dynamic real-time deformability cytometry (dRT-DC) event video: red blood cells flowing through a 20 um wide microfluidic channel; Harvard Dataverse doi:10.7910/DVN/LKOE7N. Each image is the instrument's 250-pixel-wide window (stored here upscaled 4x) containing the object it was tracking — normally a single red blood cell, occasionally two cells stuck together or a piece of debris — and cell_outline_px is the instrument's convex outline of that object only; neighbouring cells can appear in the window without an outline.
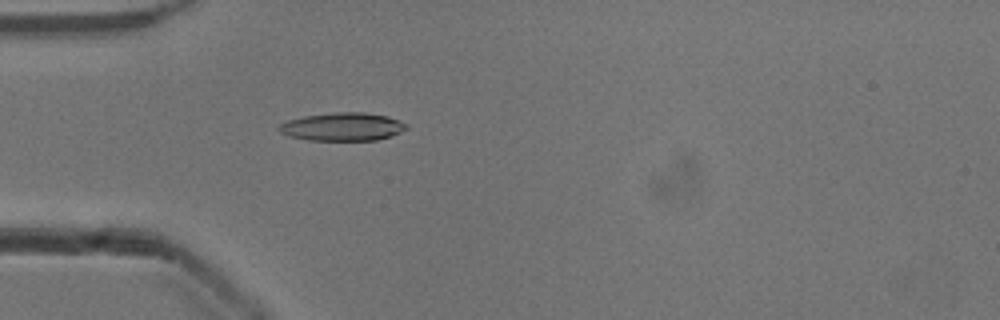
{"species": "common noctule bat (a hibernating species)", "species_latin": "Nyctalus noctula", "temperature_condition": "cold", "stored_images_in_passage": 53, "camera_frame_rate_fps": 3000, "um_per_image_px": 0.085, "animal": {"sex": "male", "body_mass_g": 13.3}, "frame": {"image": 1, "passage_image": 16, "time_ms": 5.0, "image_size_px": [1000, 320], "cell_outline_px": [[408, 128], [392, 136], [376, 140], [308, 140], [288, 136], [280, 132], [276, 128], [280, 124], [288, 120], [304, 116], [336, 112], [364, 112], [388, 116], [408, 124]], "centroid_in_image_um": [29.12, 10.77], "position_along_channel_um": 55.9, "area_um2": 20.98}}
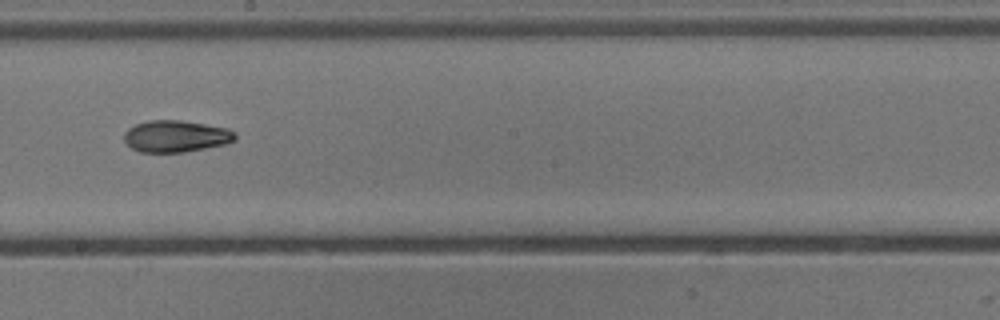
{"frame": {"image": 2, "passage_image": 30, "time_ms": 9.667, "image_size_px": [1000, 320], "cell_outline_px": [[236, 140], [224, 144], [184, 152], [140, 152], [132, 148], [124, 140], [124, 132], [128, 128], [136, 124], [148, 120], [180, 120], [228, 128], [236, 132]], "centroid_in_image_um": [14.95, 11.57], "position_along_channel_um": 233.3, "area_um2": 20.52}}
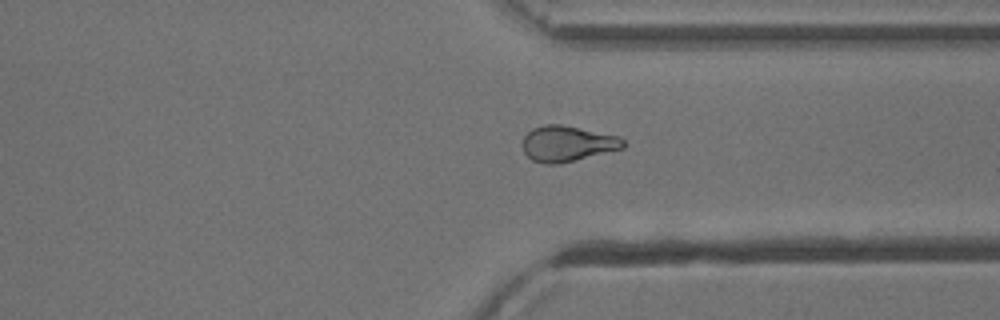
{"frame": {"image": 3, "passage_image": 40, "time_ms": 13.0, "image_size_px": [1000, 320], "cell_outline_px": [[628, 144], [624, 148], [556, 164], [544, 164], [532, 160], [524, 152], [520, 144], [524, 136], [532, 128], [544, 124], [560, 124], [620, 136]], "centroid_in_image_um": [48.21, 12.2], "position_along_channel_um": 363.2, "area_um2": 21.04}, "authors_computed_cell_mechanics": {"area_um2": 20.519, "velocity_mm_per_s": 3.9083, "shape_relaxation_time_tau1_ms": 4.5913, "shape_relaxation_time_tau2_ms": 3.944, "deformation_change_tau1": 0.1691, "deformation_change_tau2": 0.1158}}